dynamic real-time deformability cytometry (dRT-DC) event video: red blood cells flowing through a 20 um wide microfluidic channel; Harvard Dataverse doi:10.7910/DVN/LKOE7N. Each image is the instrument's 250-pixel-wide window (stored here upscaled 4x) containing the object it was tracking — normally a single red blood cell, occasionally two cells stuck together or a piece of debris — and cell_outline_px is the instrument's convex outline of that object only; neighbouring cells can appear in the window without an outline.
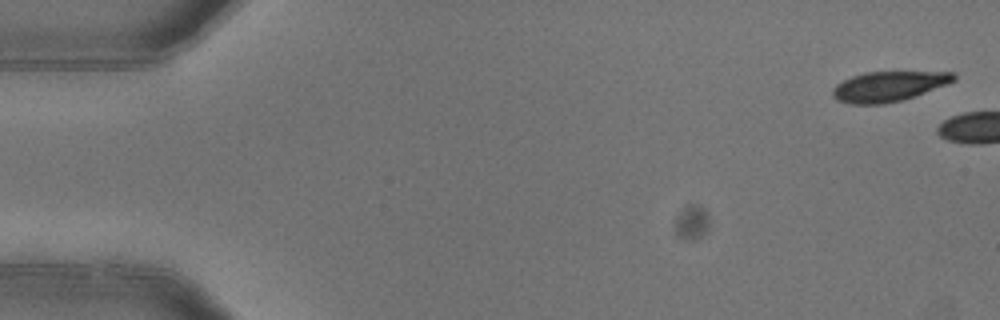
{"species": "common noctule bat (a hibernating species)", "species_latin": "Nyctalus noctula", "temperature_condition": "warm", "stored_images_in_passage": 2, "camera_frame_rate_fps": 3000, "um_per_image_px": 0.085, "animal": {"sex": "female"}, "frame": {"image": 1, "passage_image": 1, "time_ms": 0.0, "image_size_px": [1000, 320], "cell_outline_px": [[956, 80], [948, 84], [900, 100], [884, 104], [848, 104], [836, 100], [832, 96], [832, 88], [836, 84], [852, 76], [864, 72], [956, 72]], "centroid_in_image_um": [75.5, 7.34], "position_along_channel_um": 9.5, "area_um2": 21.15}}